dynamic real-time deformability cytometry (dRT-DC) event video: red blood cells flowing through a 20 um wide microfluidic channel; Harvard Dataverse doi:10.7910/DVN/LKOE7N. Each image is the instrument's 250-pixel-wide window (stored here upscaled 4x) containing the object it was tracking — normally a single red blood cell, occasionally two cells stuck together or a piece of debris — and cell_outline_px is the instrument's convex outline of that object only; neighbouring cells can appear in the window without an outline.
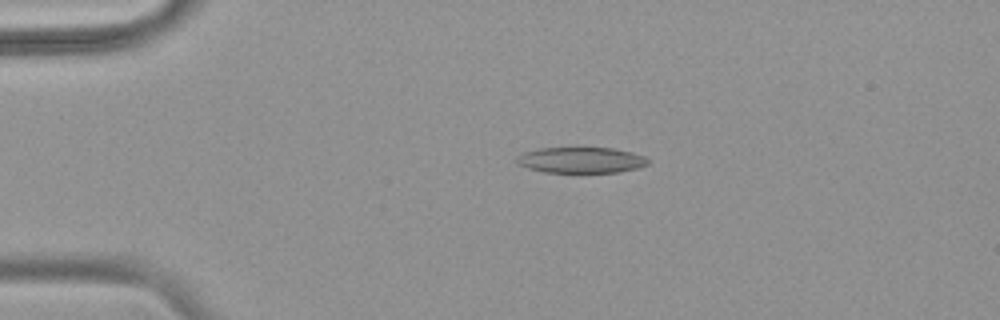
{"species": "common noctule bat (a hibernating species)", "species_latin": "Nyctalus noctula", "temperature_condition": "warm", "stored_images_in_passage": 54, "camera_frame_rate_fps": 3000, "um_per_image_px": 0.085, "animal": {"sex": "female", "body_mass_g": 18.4}, "frame": {"image": 1, "passage_image": 12, "time_ms": 3.667, "image_size_px": [1000, 320], "cell_outline_px": [[648, 164], [640, 168], [616, 172], [544, 172], [528, 168], [516, 164], [516, 156], [524, 152], [540, 148], [576, 144], [612, 148], [632, 152], [644, 156], [648, 160]], "centroid_in_image_um": [49.35, 13.55], "position_along_channel_um": 35.6, "area_um2": 20.81}}
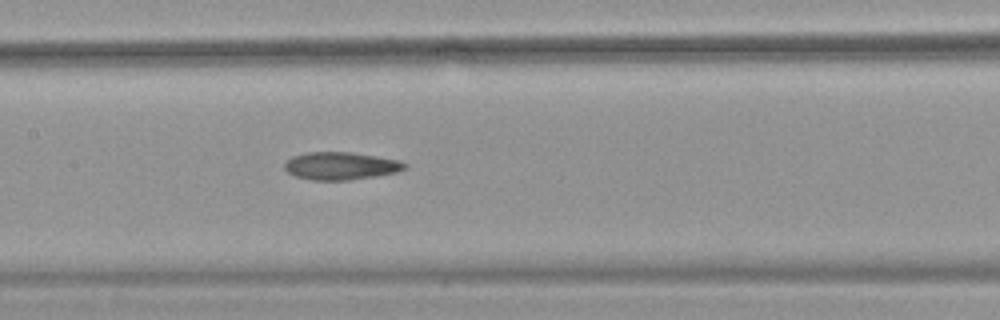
{"frame": {"image": 2, "passage_image": 27, "time_ms": 8.667, "image_size_px": [1000, 320], "cell_outline_px": [[408, 168], [396, 172], [376, 176], [348, 180], [312, 180], [296, 176], [288, 172], [284, 168], [284, 164], [292, 156], [308, 152], [352, 152], [400, 160], [408, 164]], "centroid_in_image_um": [29.0, 14.1], "position_along_channel_um": 178.4, "area_um2": 19.42}}
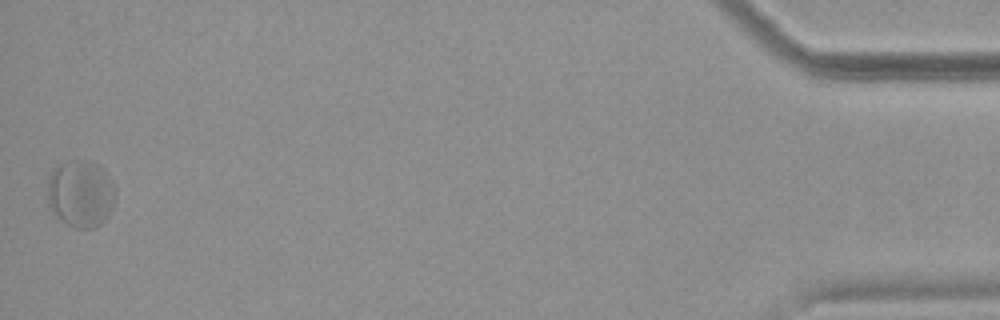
{"frame": {"image": 3, "passage_image": 54, "time_ms": 17.667, "image_size_px": [1000, 320], "cell_outline_px": [[116, 196], [108, 216], [96, 228], [76, 228], [68, 224], [56, 216], [52, 212], [48, 204], [48, 180], [52, 172], [60, 164], [68, 160], [92, 160], [100, 164], [108, 172], [116, 188]], "centroid_in_image_um": [6.9, 16.43], "position_along_channel_um": 428.3, "area_um2": 27.05}, "authors_computed_cell_mechanics": {"area_um2": 21.3282, "velocity_mm_per_s": 3.7443, "shape_relaxation_time_tau1_ms": null, "shape_relaxation_time_tau2_ms": 2.3517, "deformation_change_tau1": null, "deformation_change_tau2": 0.0912}}